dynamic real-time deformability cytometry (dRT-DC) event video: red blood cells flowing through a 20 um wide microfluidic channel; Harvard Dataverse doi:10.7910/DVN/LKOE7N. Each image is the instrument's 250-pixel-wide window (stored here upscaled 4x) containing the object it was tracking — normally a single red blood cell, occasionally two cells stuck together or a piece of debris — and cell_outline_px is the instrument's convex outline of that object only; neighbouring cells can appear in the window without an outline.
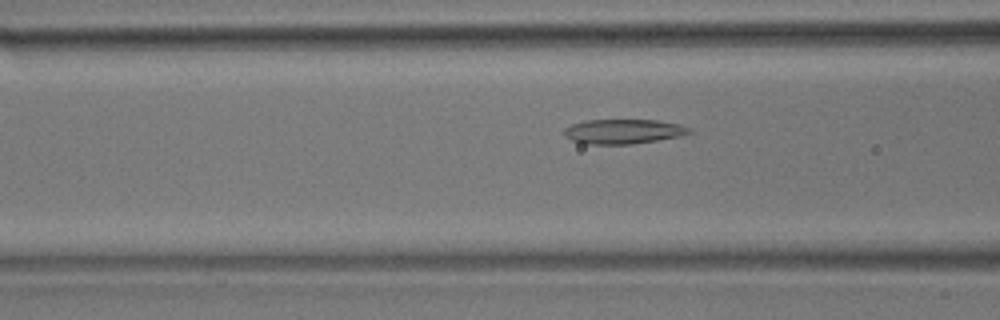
{"species": "common noctule bat (a hibernating species)", "species_latin": "Nyctalus noctula", "temperature_condition": "room temperature", "stored_images_in_passage": 23, "camera_frame_rate_fps": 3000, "um_per_image_px": 0.085, "animal": {"sex": "male", "body_mass_g": 17.9}, "frame": {"image": 1, "passage_image": 12, "time_ms": 3.667, "image_size_px": [1000, 320], "cell_outline_px": [[692, 132], [680, 136], [632, 144], [584, 144], [572, 140], [564, 136], [564, 128], [572, 124], [588, 120], [656, 120], [680, 124], [692, 128]], "centroid_in_image_um": [52.98, 11.17], "position_along_channel_um": 113.6, "area_um2": 17.98}}
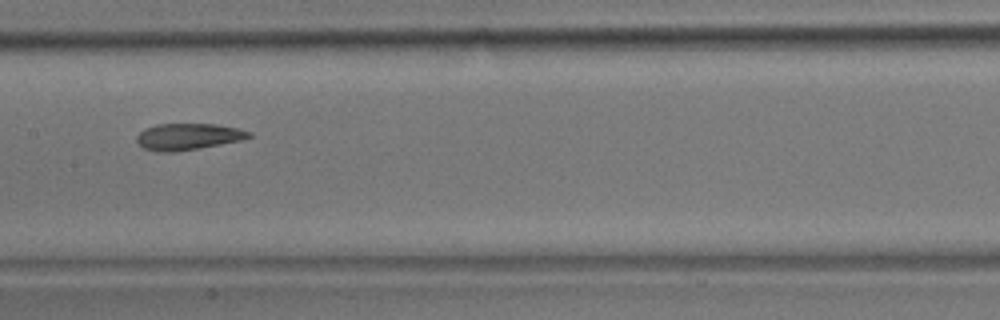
{"frame": {"image": 2, "passage_image": 18, "time_ms": 5.667, "image_size_px": [1000, 320], "cell_outline_px": [[252, 136], [240, 140], [200, 148], [172, 152], [156, 152], [144, 148], [136, 144], [136, 136], [144, 128], [156, 124], [216, 124], [236, 128], [252, 132]], "centroid_in_image_um": [15.93, 11.61], "position_along_channel_um": 191.5, "area_um2": 17.4}}
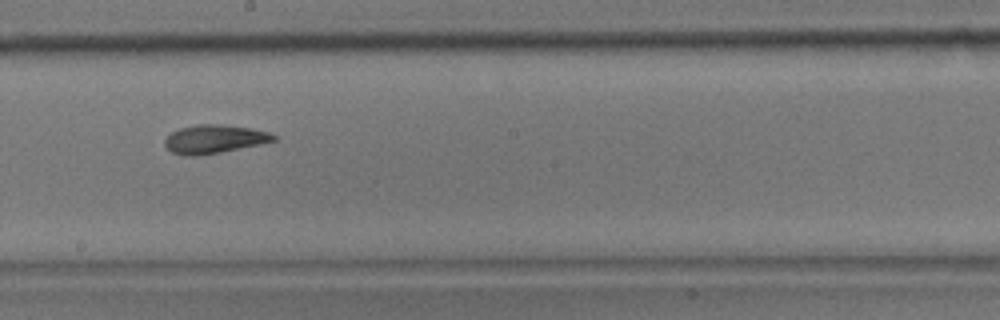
{"frame": {"image": 3, "passage_image": 21, "time_ms": 6.667, "image_size_px": [1000, 320], "cell_outline_px": [[276, 140], [260, 144], [220, 152], [196, 156], [184, 156], [172, 152], [164, 144], [164, 140], [172, 132], [180, 128], [196, 124], [220, 124], [252, 128], [268, 132], [276, 136]], "centroid_in_image_um": [18.2, 11.82], "position_along_channel_um": 230.0, "area_um2": 17.98}}